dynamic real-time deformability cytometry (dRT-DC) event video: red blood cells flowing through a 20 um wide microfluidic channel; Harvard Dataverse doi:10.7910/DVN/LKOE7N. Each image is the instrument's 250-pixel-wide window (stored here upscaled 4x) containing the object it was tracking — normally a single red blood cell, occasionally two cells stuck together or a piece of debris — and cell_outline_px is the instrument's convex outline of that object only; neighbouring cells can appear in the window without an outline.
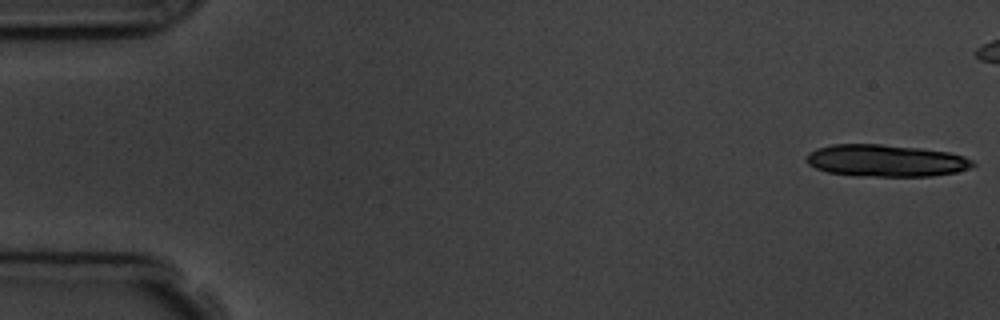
{"species": "common noctule bat (a hibernating species)", "species_latin": "Nyctalus noctula", "temperature_condition": "room temperature", "stored_images_in_passage": 5, "camera_frame_rate_fps": 3000, "um_per_image_px": 0.085, "animal": {"sex": "male", "body_mass_g": 19.5, "forearm_length_mm": 54.6}, "frame": {"image": 1, "passage_image": 1, "time_ms": 0.0, "image_size_px": [1000, 320], "cell_outline_px": [[976, 164], [972, 168], [956, 172], [932, 176], [856, 176], [828, 172], [816, 168], [808, 164], [804, 160], [808, 152], [816, 148], [832, 144], [884, 144], [920, 148], [948, 152], [964, 156], [972, 160]], "centroid_in_image_um": [75.28, 13.65], "position_along_channel_um": 9.7, "area_um2": 31.39}}